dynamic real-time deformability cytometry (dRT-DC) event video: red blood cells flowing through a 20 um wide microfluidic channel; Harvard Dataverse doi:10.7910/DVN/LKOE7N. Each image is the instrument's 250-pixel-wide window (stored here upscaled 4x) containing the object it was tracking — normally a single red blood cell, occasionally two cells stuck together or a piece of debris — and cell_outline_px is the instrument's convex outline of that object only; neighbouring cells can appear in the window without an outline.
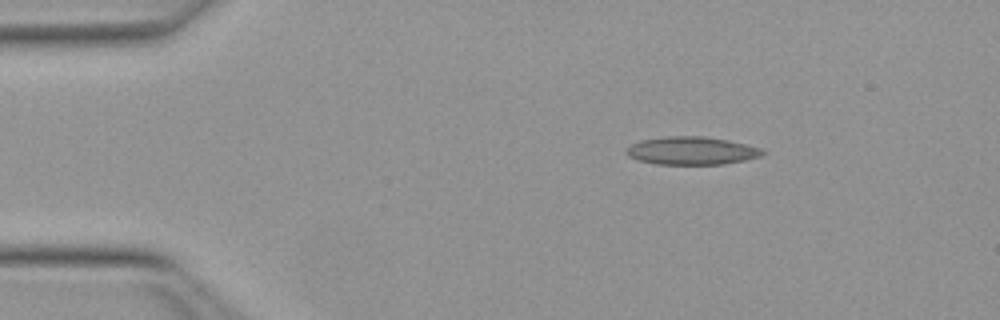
{"species": "Egyptian fruit bat (a non-hibernating species)", "species_latin": "Rousettus aegyptiacus", "temperature_condition": "warm", "stored_images_in_passage": 43, "camera_frame_rate_fps": 3000, "um_per_image_px": 0.085, "animal": {"sex": "female"}, "frame": {"image": 1, "passage_image": 1, "time_ms": 0.0, "image_size_px": [1000, 320], "cell_outline_px": [[768, 152], [764, 156], [724, 164], [656, 164], [636, 160], [628, 156], [624, 152], [624, 148], [640, 140], [664, 136], [704, 136], [728, 140], [760, 148]], "centroid_in_image_um": [58.76, 12.81], "position_along_channel_um": 26.2, "area_um2": 22.48}}
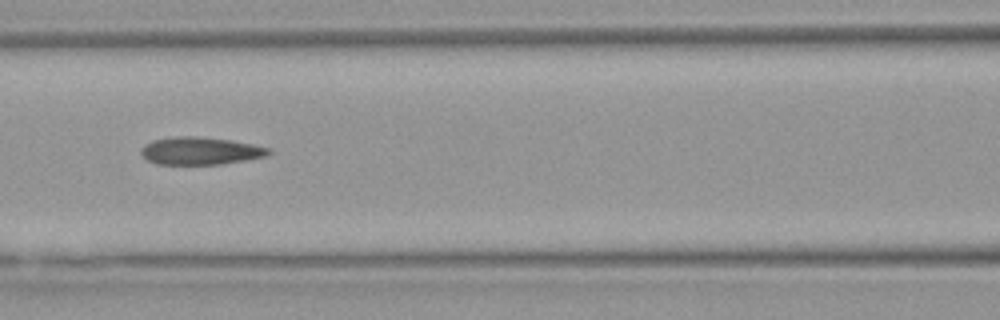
{"frame": {"image": 2, "passage_image": 15, "time_ms": 4.667, "image_size_px": [1000, 320], "cell_outline_px": [[272, 152], [268, 156], [220, 164], [156, 164], [148, 160], [140, 152], [140, 148], [144, 144], [152, 140], [180, 136], [196, 136], [232, 140], [252, 144], [268, 148]], "centroid_in_image_um": [17.02, 12.82], "position_along_channel_um": 149.6, "area_um2": 20.46}}
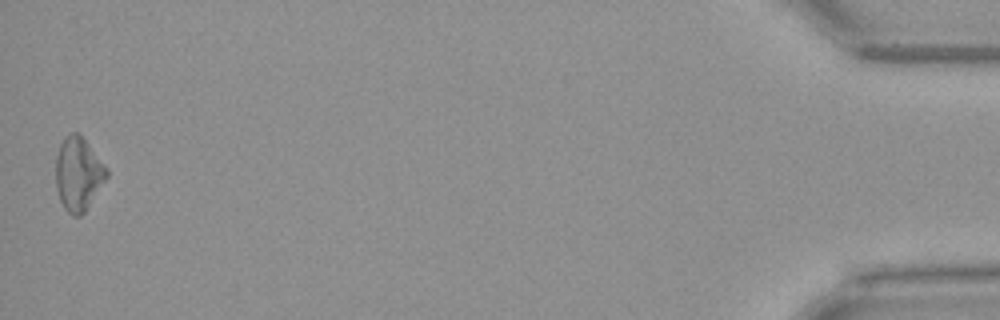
{"frame": {"image": 3, "passage_image": 43, "time_ms": 14.0, "image_size_px": [1000, 320], "cell_outline_px": [[108, 176], [84, 212], [80, 216], [72, 216], [64, 208], [60, 200], [56, 188], [56, 156], [60, 144], [64, 136], [72, 132], [80, 132], [108, 168]], "centroid_in_image_um": [6.65, 14.74], "position_along_channel_um": 428.5, "area_um2": 21.96}, "authors_computed_cell_mechanics": {"area_um2": 20.808, "velocity_mm_per_s": 4.0081, "shape_relaxation_time_tau1_ms": null, "shape_relaxation_time_tau2_ms": 2.8151, "deformation_change_tau1": null, "deformation_change_tau2": 0.1292}}